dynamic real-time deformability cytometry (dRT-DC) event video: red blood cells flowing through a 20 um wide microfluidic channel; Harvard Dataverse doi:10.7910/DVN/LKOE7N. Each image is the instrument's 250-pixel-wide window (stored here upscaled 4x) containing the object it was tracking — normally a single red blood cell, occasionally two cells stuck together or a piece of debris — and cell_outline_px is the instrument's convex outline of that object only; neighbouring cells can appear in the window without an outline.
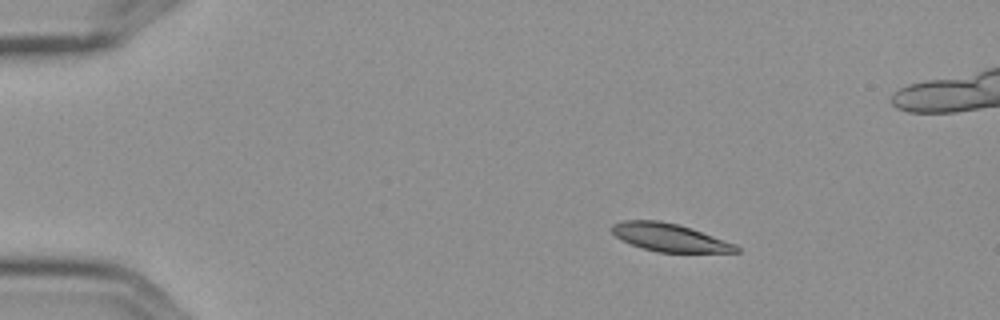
{"species": "Egyptian fruit bat (a non-hibernating species)", "species_latin": "Rousettus aegyptiacus", "temperature_condition": "cold", "stored_images_in_passage": 4, "camera_frame_rate_fps": 3000, "um_per_image_px": 0.085, "frame": {"image": 1, "passage_image": 2, "time_ms": 0.333, "image_size_px": [1000, 320], "cell_outline_px": [[740, 252], [656, 252], [632, 244], [616, 236], [608, 228], [612, 224], [624, 220], [660, 220], [680, 224], [736, 244], [740, 248]], "centroid_in_image_um": [56.91, 20.17], "position_along_channel_um": 28.1, "area_um2": 20.23}}